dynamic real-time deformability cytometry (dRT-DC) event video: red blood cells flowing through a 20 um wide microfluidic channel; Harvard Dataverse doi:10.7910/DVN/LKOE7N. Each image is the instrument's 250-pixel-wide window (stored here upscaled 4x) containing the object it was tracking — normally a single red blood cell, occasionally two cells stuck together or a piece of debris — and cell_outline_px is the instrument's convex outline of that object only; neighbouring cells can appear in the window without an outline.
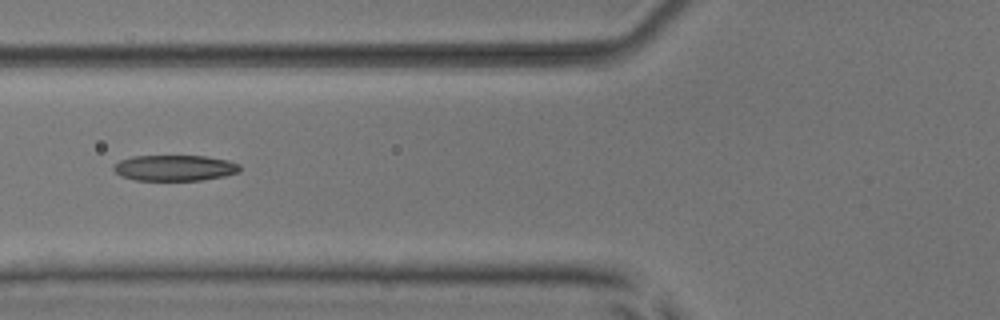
{"species": "common noctule bat (a hibernating species)", "species_latin": "Nyctalus noctula", "temperature_condition": "room temperature", "stored_images_in_passage": 7, "camera_frame_rate_fps": 3000, "um_per_image_px": 0.085, "animal": {"sex": "male", "body_mass_g": 17.9, "forearm_length_mm": 54.2}, "frame": {"image": 1, "passage_image": 4, "time_ms": 4.667, "image_size_px": [1000, 320], "cell_outline_px": [[240, 172], [224, 176], [204, 180], [136, 180], [120, 176], [112, 168], [112, 164], [120, 160], [132, 156], [204, 156], [228, 160], [240, 164]], "centroid_in_image_um": [14.84, 14.27], "position_along_channel_um": 111.0, "area_um2": 19.13}}
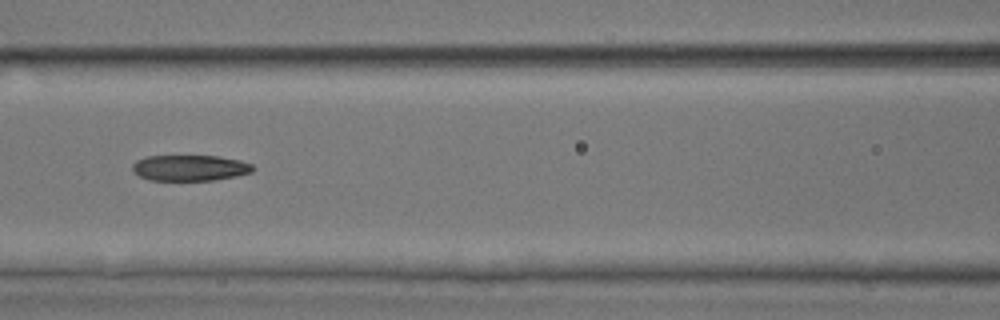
{"frame": {"image": 2, "passage_image": 5, "time_ms": 5.667, "image_size_px": [1000, 320], "cell_outline_px": [[256, 168], [252, 172], [236, 176], [216, 180], [148, 180], [140, 176], [132, 168], [132, 164], [136, 160], [148, 156], [220, 156], [240, 160], [252, 164]], "centroid_in_image_um": [16.18, 14.27], "position_along_channel_um": 150.4, "area_um2": 18.21}}